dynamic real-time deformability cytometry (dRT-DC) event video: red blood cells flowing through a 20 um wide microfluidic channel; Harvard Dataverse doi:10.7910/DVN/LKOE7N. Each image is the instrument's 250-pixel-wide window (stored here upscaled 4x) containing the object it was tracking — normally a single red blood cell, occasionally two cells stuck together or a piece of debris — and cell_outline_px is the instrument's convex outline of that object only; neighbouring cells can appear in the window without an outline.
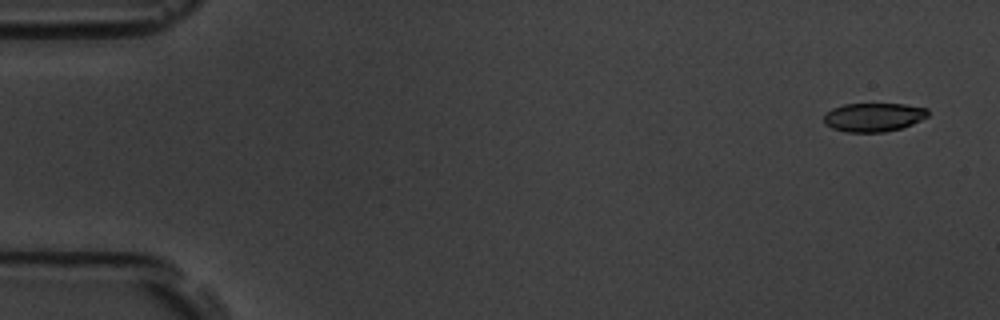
{"species": "common noctule bat (a hibernating species)", "species_latin": "Nyctalus noctula", "temperature_condition": "room temperature", "stored_images_in_passage": 15, "camera_frame_rate_fps": 3000, "um_per_image_px": 0.085, "animal": {"sex": "male", "body_mass_g": 19.5, "forearm_length_mm": 54.6}, "frame": {"image": 1, "passage_image": 1, "time_ms": 0.0, "image_size_px": [1000, 320], "cell_outline_px": [[928, 116], [912, 124], [900, 128], [884, 132], [844, 132], [832, 128], [824, 124], [824, 116], [832, 108], [844, 104], [904, 104], [928, 108]], "centroid_in_image_um": [74.24, 9.96], "position_along_channel_um": 10.8, "area_um2": 17.4}}
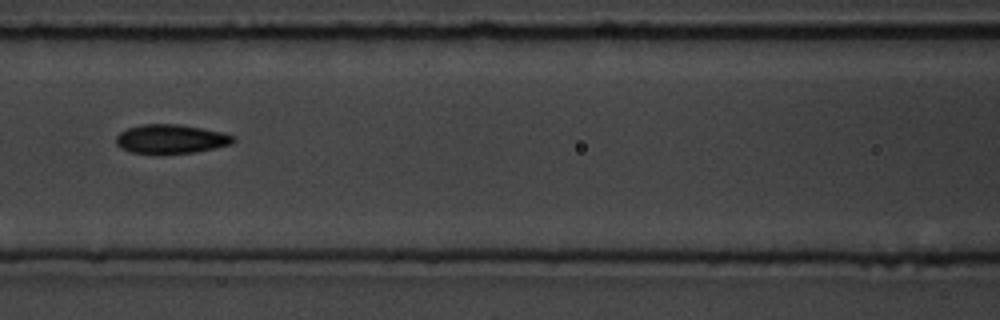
{"frame": {"image": 2, "passage_image": 7, "time_ms": 7.667, "image_size_px": [1000, 320], "cell_outline_px": [[236, 140], [232, 144], [196, 152], [132, 152], [120, 148], [116, 144], [116, 136], [120, 132], [128, 128], [140, 124], [180, 124], [224, 132], [236, 136]], "centroid_in_image_um": [14.57, 11.78], "position_along_channel_um": 152.0, "area_um2": 19.65}}
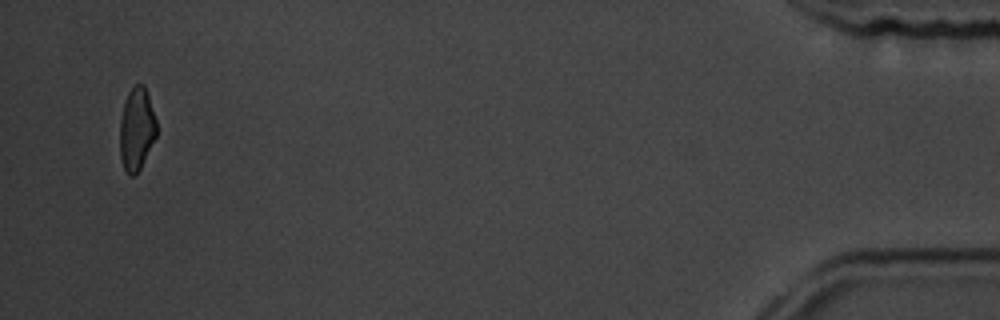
{"frame": {"image": 3, "passage_image": 15, "time_ms": 17.667, "image_size_px": [1000, 320], "cell_outline_px": [[156, 136], [140, 168], [132, 176], [124, 168], [120, 156], [120, 120], [124, 104], [128, 92], [136, 84], [144, 84], [156, 120]], "centroid_in_image_um": [11.61, 10.95], "position_along_channel_um": 423.6, "area_um2": 17.28}, "authors_computed_cell_mechanics": {"area_um2": 19.5364, "velocity_mm_per_s": 3.5652, "shape_relaxation_time_tau1_ms": 5.5925, "shape_relaxation_time_tau2_ms": 3.1974, "deformation_change_tau1": 0.1559, "deformation_change_tau2": 0.065}}